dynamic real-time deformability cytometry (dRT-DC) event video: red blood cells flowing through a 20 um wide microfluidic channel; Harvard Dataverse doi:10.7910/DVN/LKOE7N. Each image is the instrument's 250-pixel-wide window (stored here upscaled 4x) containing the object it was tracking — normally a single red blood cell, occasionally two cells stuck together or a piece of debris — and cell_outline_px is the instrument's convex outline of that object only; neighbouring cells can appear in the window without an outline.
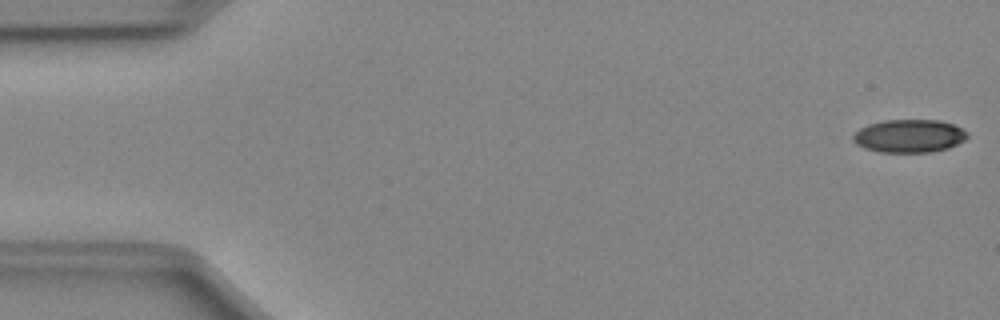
{"species": "Egyptian fruit bat (a non-hibernating species)", "species_latin": "Rousettus aegyptiacus", "temperature_condition": "cold", "stored_images_in_passage": 45, "camera_frame_rate_fps": 3000, "um_per_image_px": 0.085, "animal": {"sex": "female"}, "frame": {"image": 1, "passage_image": 1, "time_ms": 0.0, "image_size_px": [1000, 320], "cell_outline_px": [[968, 136], [964, 140], [948, 148], [932, 152], [880, 152], [864, 148], [856, 144], [852, 140], [852, 136], [860, 128], [868, 124], [884, 120], [940, 120], [952, 124], [968, 132]], "centroid_in_image_um": [77.26, 11.56], "position_along_channel_um": 7.7, "area_um2": 22.02}}
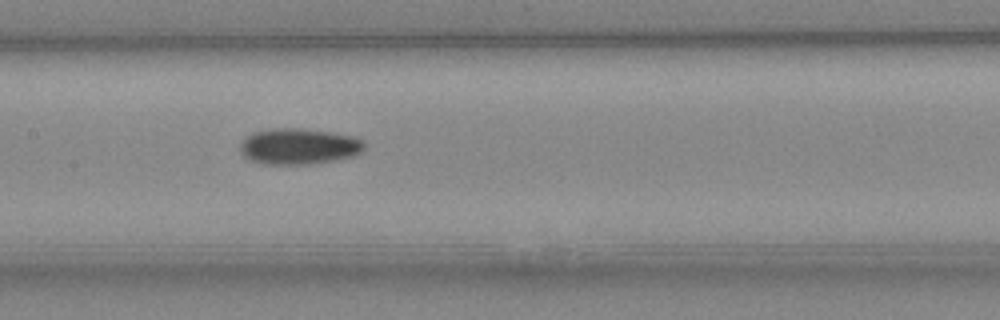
{"frame": {"image": 2, "passage_image": 24, "time_ms": 7.667, "image_size_px": [1000, 320], "cell_outline_px": [[364, 148], [360, 152], [352, 156], [332, 160], [308, 164], [264, 164], [248, 160], [240, 152], [240, 144], [252, 132], [272, 128], [300, 128], [332, 132], [352, 136], [364, 140]], "centroid_in_image_um": [25.37, 12.43], "position_along_channel_um": 182.0, "area_um2": 26.01}}
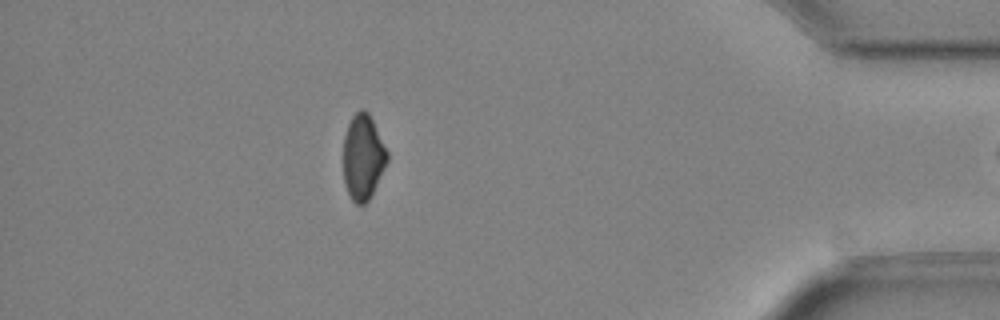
{"frame": {"image": 3, "passage_image": 44, "time_ms": 14.333, "image_size_px": [1000, 320], "cell_outline_px": [[388, 160], [368, 200], [364, 204], [356, 204], [352, 200], [344, 184], [344, 136], [348, 124], [352, 116], [360, 108], [364, 108], [368, 112], [388, 152]], "centroid_in_image_um": [30.84, 13.33], "position_along_channel_um": 404.4, "area_um2": 21.5}}